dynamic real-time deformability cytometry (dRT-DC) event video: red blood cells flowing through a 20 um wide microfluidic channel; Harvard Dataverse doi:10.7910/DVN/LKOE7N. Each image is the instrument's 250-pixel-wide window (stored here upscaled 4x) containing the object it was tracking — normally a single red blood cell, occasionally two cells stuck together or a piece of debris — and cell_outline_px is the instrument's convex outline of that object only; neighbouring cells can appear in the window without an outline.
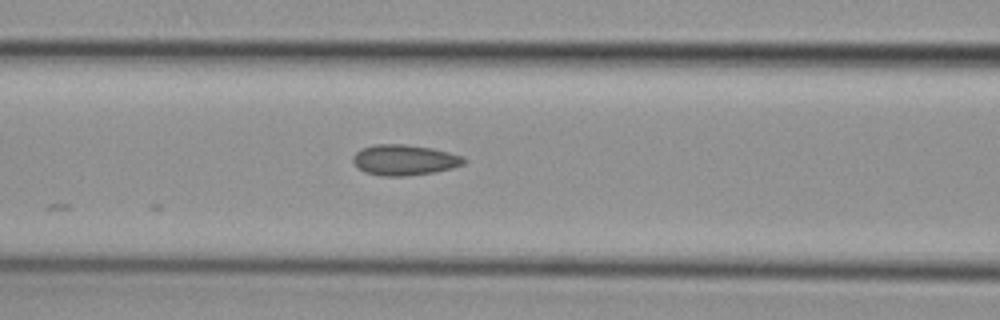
{"species": "common noctule bat (a hibernating species)", "species_latin": "Nyctalus noctula", "temperature_condition": "cold", "stored_images_in_passage": 3, "camera_frame_rate_fps": 3000, "um_per_image_px": 0.085, "animal": {"sex": "female", "body_mass_g": 29.2, "forearm_length_mm": 56.3}, "frame": {"image": 1, "passage_image": 3, "time_ms": 0.667, "image_size_px": [1000, 320], "cell_outline_px": [[468, 160], [464, 164], [452, 168], [432, 172], [404, 176], [380, 176], [364, 172], [352, 160], [352, 156], [360, 148], [376, 144], [404, 144], [432, 148], [464, 156]], "centroid_in_image_um": [34.38, 13.59], "position_along_channel_um": 132.2, "area_um2": 19.83}}